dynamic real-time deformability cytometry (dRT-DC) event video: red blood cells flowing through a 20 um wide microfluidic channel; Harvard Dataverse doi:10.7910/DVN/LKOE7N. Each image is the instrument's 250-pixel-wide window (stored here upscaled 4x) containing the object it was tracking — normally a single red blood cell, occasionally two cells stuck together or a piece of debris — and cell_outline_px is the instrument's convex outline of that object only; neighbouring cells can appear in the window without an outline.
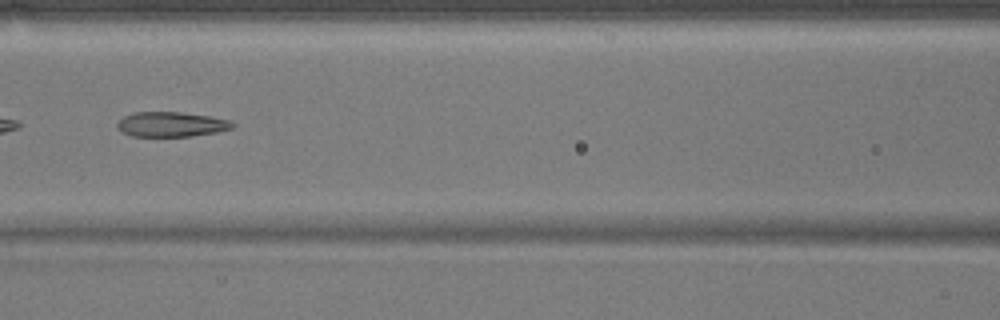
{"species": "common noctule bat (a hibernating species)", "species_latin": "Nyctalus noctula", "temperature_condition": "warm", "stored_images_in_passage": 40, "camera_frame_rate_fps": 3000, "um_per_image_px": 0.085, "animal": {"sex": "male", "body_mass_g": 17.9}, "frame": {"image": 1, "passage_image": 12, "time_ms": 3.667, "image_size_px": [1000, 320], "cell_outline_px": [[236, 124], [232, 128], [216, 132], [192, 136], [132, 136], [120, 132], [116, 124], [124, 116], [136, 112], [180, 112], [208, 116], [228, 120]], "centroid_in_image_um": [14.53, 10.57], "position_along_channel_um": 152.1, "area_um2": 16.59}, "authors_computed_cell_mechanics": {"area_um2": 18.2359, "velocity_mm_per_s": 3.8266, "shape_relaxation_time_tau1_ms": null, "shape_relaxation_time_tau2_ms": 2.1927, "deformation_change_tau1": null, "deformation_change_tau2": 0.1178}}